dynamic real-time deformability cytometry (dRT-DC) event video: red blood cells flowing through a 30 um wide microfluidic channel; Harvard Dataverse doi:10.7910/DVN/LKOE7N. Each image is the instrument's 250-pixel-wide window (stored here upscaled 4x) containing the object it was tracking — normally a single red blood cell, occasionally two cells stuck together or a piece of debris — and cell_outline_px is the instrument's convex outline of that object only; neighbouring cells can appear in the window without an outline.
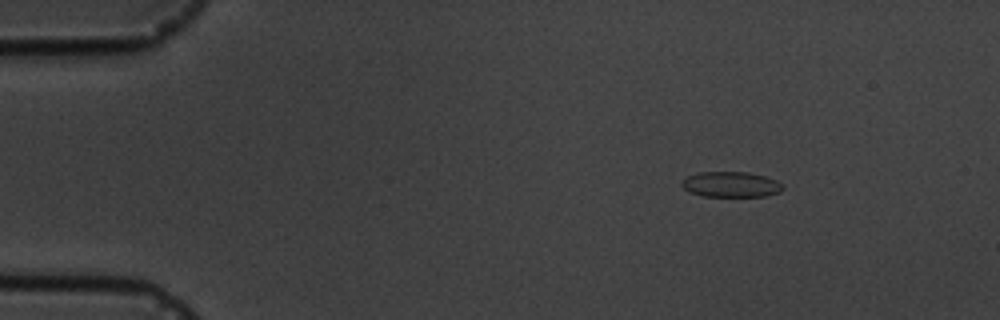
{"species": "common noctule bat (a hibernating species)", "species_latin": "Nyctalus noctula", "temperature_condition": "cold", "stored_images_in_passage": 8, "camera_frame_rate_fps": 3000, "um_per_image_px": 0.085, "animal": {"sex": "male", "body_mass_g": 19.5, "forearm_length_mm": 54.6}, "frame": {"image": 1, "passage_image": 3, "time_ms": 2.333, "image_size_px": [1000, 320], "cell_outline_px": [[784, 188], [780, 192], [764, 196], [704, 196], [688, 192], [680, 184], [680, 180], [688, 176], [700, 172], [748, 172], [764, 176], [776, 180], [784, 184]], "centroid_in_image_um": [62.12, 15.67], "position_along_channel_um": 22.9, "area_um2": 15.09}}
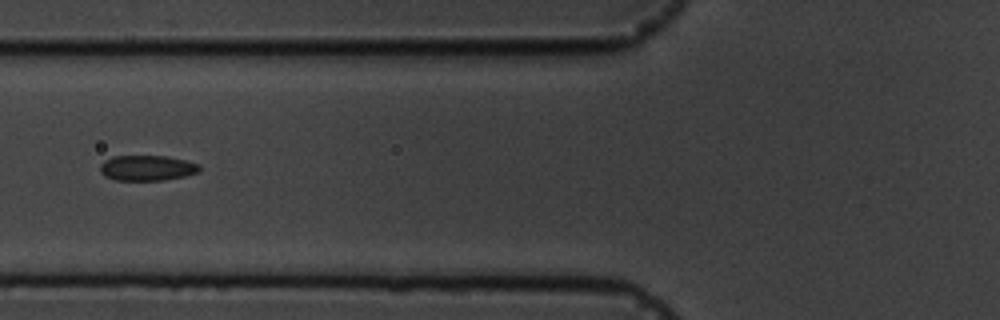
{"frame": {"image": 2, "passage_image": 7, "time_ms": 7.0, "image_size_px": [1000, 320], "cell_outline_px": [[200, 172], [184, 176], [164, 180], [116, 180], [104, 176], [100, 172], [100, 164], [104, 160], [112, 156], [164, 156], [184, 160], [200, 164]], "centroid_in_image_um": [12.48, 14.28], "position_along_channel_um": 113.3, "area_um2": 14.74}}
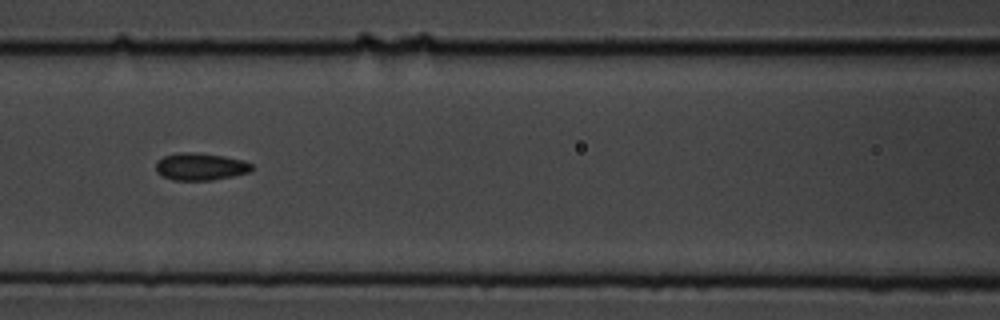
{"frame": {"image": 3, "passage_image": 8, "time_ms": 8.0, "image_size_px": [1000, 320], "cell_outline_px": [[252, 172], [212, 180], [172, 180], [156, 172], [156, 160], [164, 156], [176, 152], [196, 152], [224, 156], [244, 160], [252, 164]], "centroid_in_image_um": [17.03, 14.15], "position_along_channel_um": 149.6, "area_um2": 15.43}}